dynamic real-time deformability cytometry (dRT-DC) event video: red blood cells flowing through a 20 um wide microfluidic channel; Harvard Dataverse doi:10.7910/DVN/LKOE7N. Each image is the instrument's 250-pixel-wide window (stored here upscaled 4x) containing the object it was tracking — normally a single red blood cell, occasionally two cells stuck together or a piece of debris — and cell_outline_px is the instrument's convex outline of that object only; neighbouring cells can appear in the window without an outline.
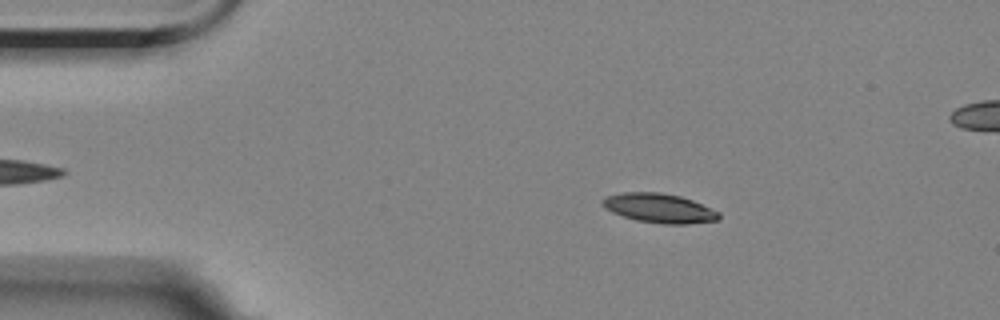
{"species": "Egyptian fruit bat (a non-hibernating species)", "species_latin": "Rousettus aegyptiacus", "temperature_condition": "room temperature", "stored_images_in_passage": 48, "camera_frame_rate_fps": 3000, "um_per_image_px": 0.085, "animal": {"sex": "female"}, "frame": {"image": 1, "passage_image": 9, "time_ms": 2.667, "image_size_px": [1000, 320], "cell_outline_px": [[720, 220], [688, 224], [664, 224], [636, 220], [612, 212], [604, 208], [600, 204], [600, 200], [604, 196], [624, 192], [660, 192], [680, 196], [692, 200], [720, 212]], "centroid_in_image_um": [56.01, 17.69], "position_along_channel_um": 29.0, "area_um2": 20.06}}
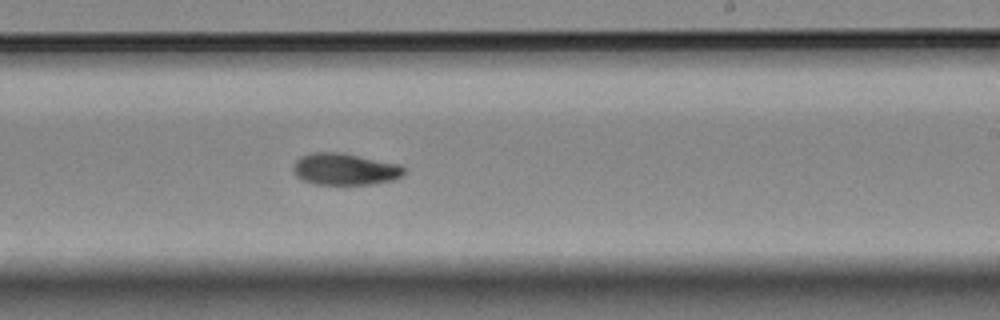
{"frame": {"image": 2, "passage_image": 33, "time_ms": 10.667, "image_size_px": [1000, 320], "cell_outline_px": [[408, 168], [400, 176], [392, 180], [372, 184], [312, 184], [296, 176], [292, 172], [292, 164], [300, 156], [312, 152], [340, 152], [400, 164]], "centroid_in_image_um": [29.28, 14.37], "position_along_channel_um": 259.7, "area_um2": 20.69}}
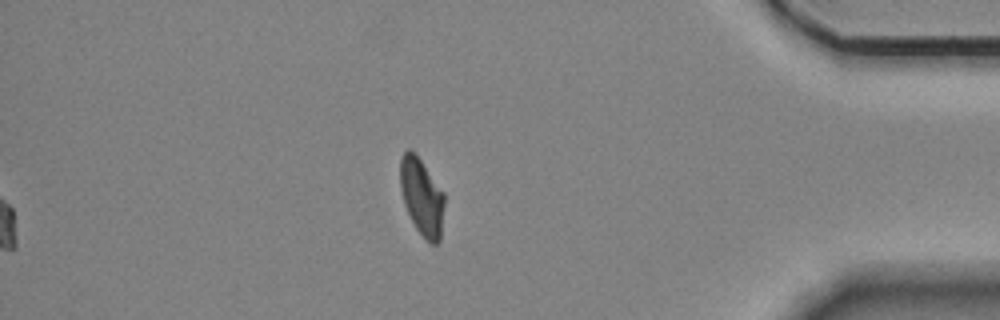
{"frame": {"image": 3, "passage_image": 48, "time_ms": 15.667, "image_size_px": [1000, 320], "cell_outline_px": [[444, 204], [440, 240], [436, 244], [432, 244], [424, 240], [416, 228], [404, 204], [400, 188], [400, 160], [404, 152], [408, 148], [420, 160], [444, 192]], "centroid_in_image_um": [35.85, 16.77], "position_along_channel_um": 399.4, "area_um2": 19.65}, "authors_computed_cell_mechanics": {"area_um2": 20.3167, "velocity_mm_per_s": 3.5176, "shape_relaxation_time_tau1_ms": 5.8057, "shape_relaxation_time_tau2_ms": 3.659, "deformation_change_tau1": 0.1869, "deformation_change_tau2": 0.0761}}